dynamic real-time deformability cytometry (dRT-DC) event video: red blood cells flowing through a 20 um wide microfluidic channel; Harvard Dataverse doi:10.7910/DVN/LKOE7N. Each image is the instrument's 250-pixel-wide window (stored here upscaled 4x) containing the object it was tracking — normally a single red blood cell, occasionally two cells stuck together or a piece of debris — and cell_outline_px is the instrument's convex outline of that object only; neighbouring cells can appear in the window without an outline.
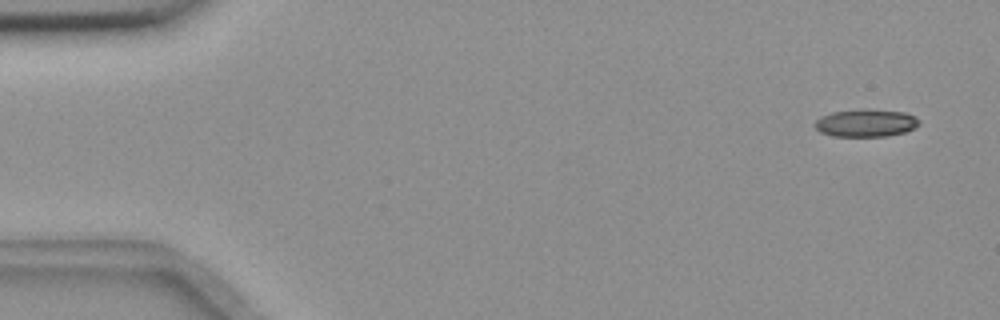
{"species": "common noctule bat (a hibernating species)", "species_latin": "Nyctalus noctula", "temperature_condition": "room temperature", "stored_images_in_passage": 4, "camera_frame_rate_fps": 3000, "um_per_image_px": 0.085, "animal": {"sex": "female", "body_mass_g": 18.4}, "frame": {"image": 1, "passage_image": 1, "time_ms": 0.0, "image_size_px": [1000, 320], "cell_outline_px": [[920, 124], [904, 132], [888, 136], [832, 136], [820, 132], [816, 128], [816, 120], [820, 116], [832, 112], [864, 108], [868, 108], [904, 112], [916, 116], [920, 120]], "centroid_in_image_um": [73.61, 10.44], "position_along_channel_um": 11.4, "area_um2": 16.94}}
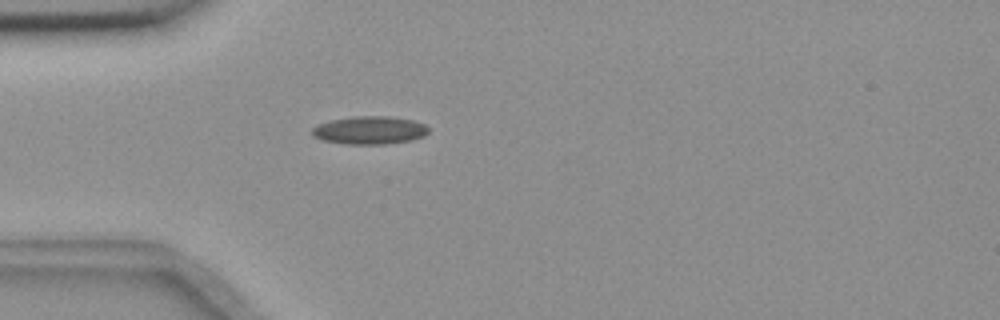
{"frame": {"image": 2, "passage_image": 4, "time_ms": 1.0, "image_size_px": [1000, 320], "cell_outline_px": [[428, 132], [424, 136], [412, 140], [384, 144], [344, 144], [324, 140], [312, 136], [312, 128], [320, 124], [332, 120], [352, 116], [388, 116], [412, 120], [424, 124], [428, 128]], "centroid_in_image_um": [31.42, 11.07], "position_along_channel_um": 53.6, "area_um2": 18.9}}